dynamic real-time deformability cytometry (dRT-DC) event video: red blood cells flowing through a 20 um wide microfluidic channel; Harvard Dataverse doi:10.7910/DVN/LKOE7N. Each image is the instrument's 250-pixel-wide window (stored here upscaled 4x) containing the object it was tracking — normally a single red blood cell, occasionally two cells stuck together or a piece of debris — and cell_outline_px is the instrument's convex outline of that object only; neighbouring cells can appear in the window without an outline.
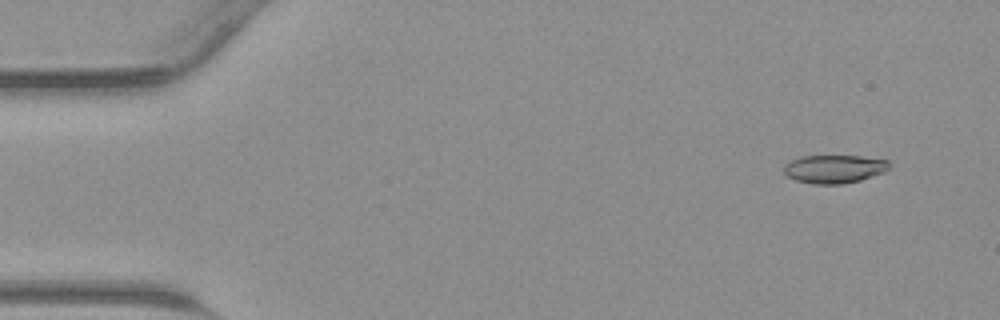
{"species": "common noctule bat (a hibernating species)", "species_latin": "Nyctalus noctula", "temperature_condition": "warm", "stored_images_in_passage": 45, "camera_frame_rate_fps": 3000, "um_per_image_px": 0.085, "animal": {"sex": "male", "body_mass_g": 23.1, "forearm_length_mm": 52.7}, "frame": {"image": 1, "passage_image": 4, "time_ms": 1.0, "image_size_px": [1000, 320], "cell_outline_px": [[888, 168], [884, 172], [860, 180], [844, 184], [812, 184], [796, 180], [788, 176], [784, 172], [784, 164], [800, 156], [860, 156], [888, 160]], "centroid_in_image_um": [70.89, 14.36], "position_along_channel_um": 14.1, "area_um2": 17.28}}
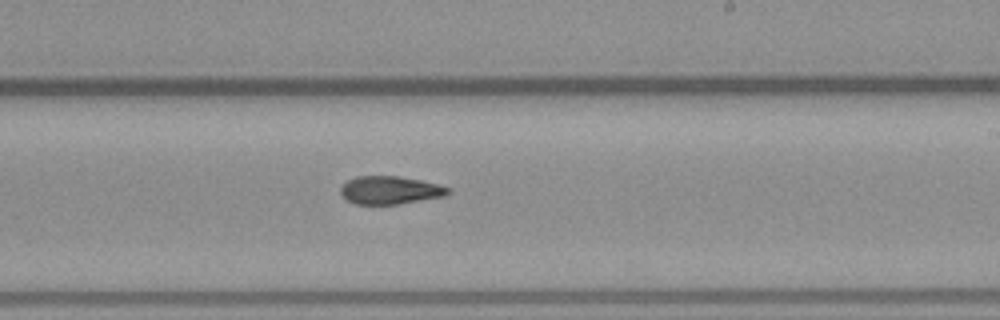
{"frame": {"image": 2, "passage_image": 27, "time_ms": 8.667, "image_size_px": [1000, 320], "cell_outline_px": [[452, 192], [444, 196], [400, 204], [352, 204], [340, 196], [340, 188], [348, 180], [356, 176], [400, 176], [440, 184], [452, 188]], "centroid_in_image_um": [33.16, 16.17], "position_along_channel_um": 255.8, "area_um2": 17.86}}
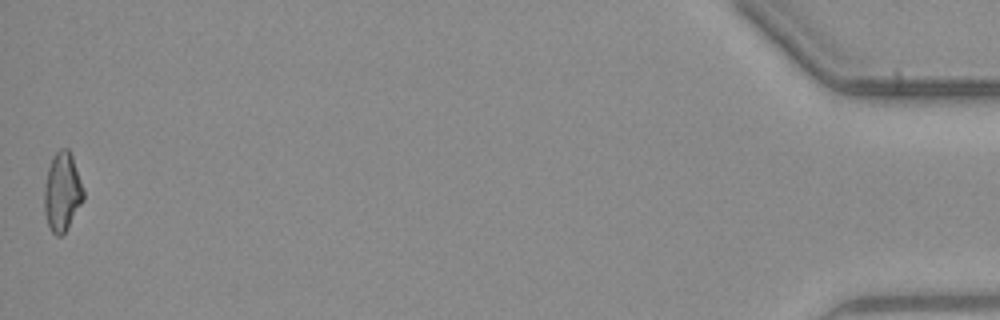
{"frame": {"image": 3, "passage_image": 45, "time_ms": 14.667, "image_size_px": [1000, 320], "cell_outline_px": [[84, 200], [64, 232], [60, 236], [56, 236], [52, 232], [48, 224], [44, 212], [44, 184], [48, 168], [52, 156], [60, 148], [68, 148], [72, 156], [84, 192]], "centroid_in_image_um": [5.27, 16.29], "position_along_channel_um": 429.9, "area_um2": 17.86}}